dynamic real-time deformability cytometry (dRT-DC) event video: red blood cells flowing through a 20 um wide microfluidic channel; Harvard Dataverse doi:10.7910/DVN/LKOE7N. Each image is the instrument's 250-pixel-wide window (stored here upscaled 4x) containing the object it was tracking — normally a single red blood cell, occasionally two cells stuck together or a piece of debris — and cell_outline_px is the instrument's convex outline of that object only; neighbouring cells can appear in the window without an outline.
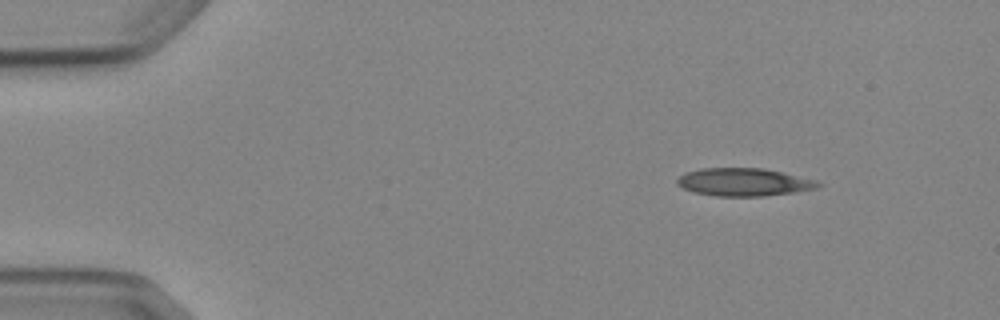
{"species": "Egyptian fruit bat (a non-hibernating species)", "species_latin": "Rousettus aegyptiacus", "temperature_condition": "cold", "stored_images_in_passage": 6, "camera_frame_rate_fps": 3000, "um_per_image_px": 0.085, "animal": {"sex": "female"}, "frame": {"image": 1, "passage_image": 1, "time_ms": 0.0, "image_size_px": [1000, 320], "cell_outline_px": [[824, 184], [820, 188], [796, 192], [764, 196], [716, 196], [692, 192], [676, 184], [676, 180], [684, 172], [700, 168], [764, 168], [784, 172], [816, 180]], "centroid_in_image_um": [63.26, 15.48], "position_along_channel_um": 21.7, "area_um2": 23.24}}
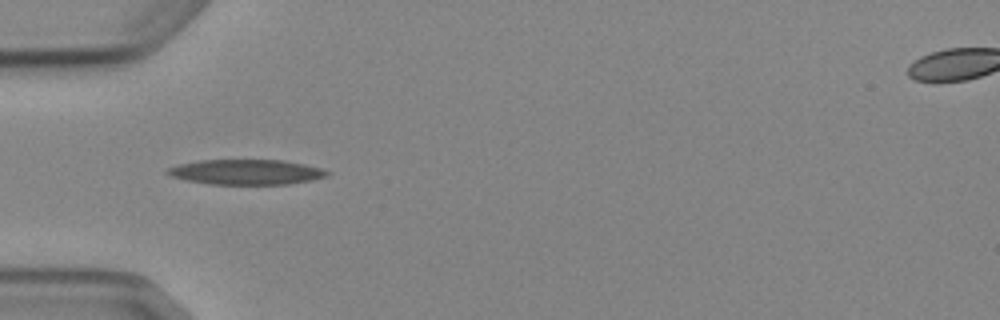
{"frame": {"image": 2, "passage_image": 4, "time_ms": 3.333, "image_size_px": [1000, 320], "cell_outline_px": [[332, 172], [328, 176], [312, 180], [288, 184], [208, 184], [188, 180], [172, 176], [164, 172], [168, 168], [180, 164], [200, 160], [284, 160], [304, 164], [320, 168]], "centroid_in_image_um": [20.97, 14.62], "position_along_channel_um": 64.0, "area_um2": 23.29}}
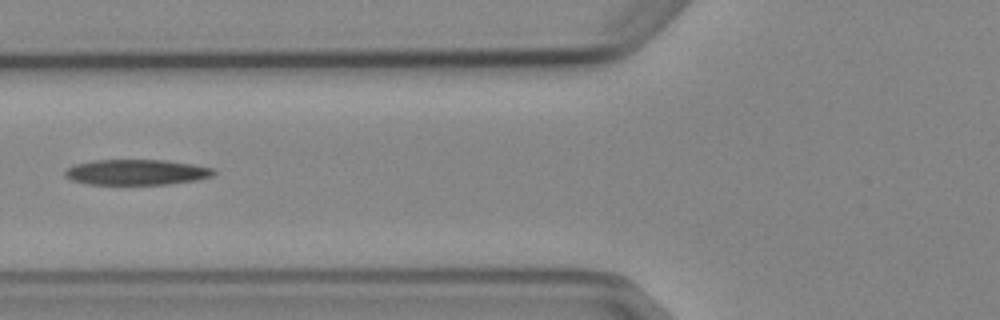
{"frame": {"image": 3, "passage_image": 5, "time_ms": 4.667, "image_size_px": [1000, 320], "cell_outline_px": [[216, 172], [212, 176], [196, 180], [168, 184], [88, 184], [72, 180], [64, 176], [64, 172], [68, 168], [76, 164], [92, 160], [164, 160], [192, 164], [212, 168]], "centroid_in_image_um": [11.59, 14.63], "position_along_channel_um": 114.2, "area_um2": 21.96}}